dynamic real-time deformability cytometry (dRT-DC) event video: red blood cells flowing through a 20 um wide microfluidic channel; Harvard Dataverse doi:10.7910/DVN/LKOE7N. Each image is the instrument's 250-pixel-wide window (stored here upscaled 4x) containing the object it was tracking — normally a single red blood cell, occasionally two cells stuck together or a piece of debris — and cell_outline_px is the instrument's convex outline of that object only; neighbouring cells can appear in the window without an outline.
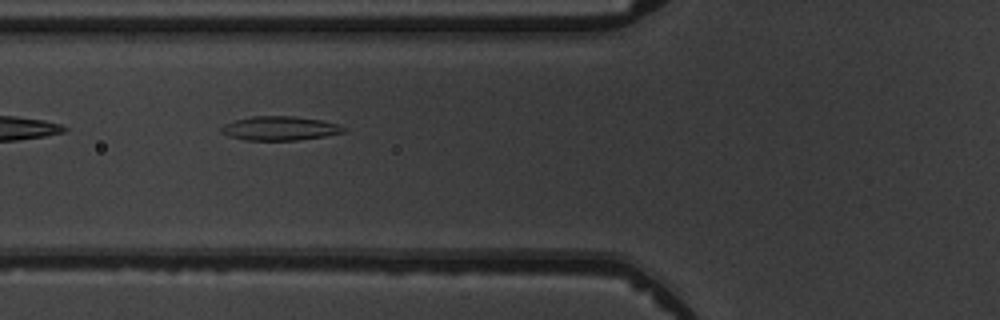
{"species": "common noctule bat (a hibernating species)", "species_latin": "Nyctalus noctula", "temperature_condition": "warm", "stored_images_in_passage": 8, "camera_frame_rate_fps": 3000, "um_per_image_px": 0.085, "animal": {"sex": "male", "body_mass_g": 19.5, "forearm_length_mm": 54.6}, "frame": {"image": 1, "passage_image": 6, "time_ms": 5.667, "image_size_px": [1000, 320], "cell_outline_px": [[348, 128], [344, 132], [324, 136], [296, 140], [244, 140], [228, 136], [220, 132], [220, 128], [224, 124], [236, 120], [252, 116], [292, 116], [320, 120], [336, 124]], "centroid_in_image_um": [23.75, 10.91], "position_along_channel_um": 102.1, "area_um2": 17.05}}
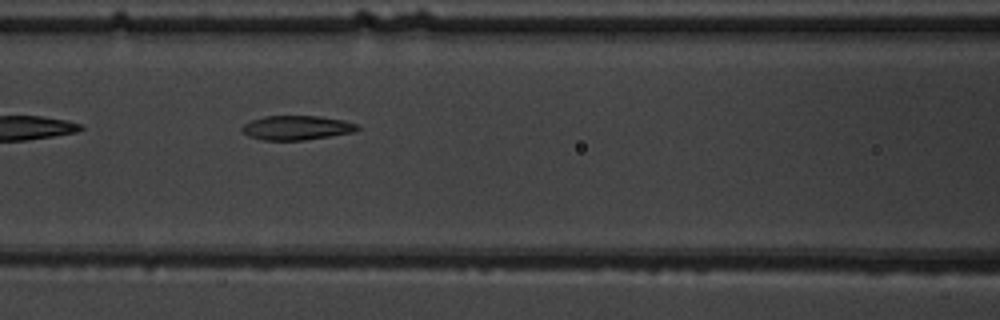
{"frame": {"image": 2, "passage_image": 7, "time_ms": 6.667, "image_size_px": [1000, 320], "cell_outline_px": [[360, 128], [352, 132], [304, 140], [260, 140], [248, 136], [240, 128], [244, 124], [252, 120], [264, 116], [320, 116], [344, 120], [356, 124]], "centroid_in_image_um": [25.18, 10.85], "position_along_channel_um": 141.4, "area_um2": 16.24}}
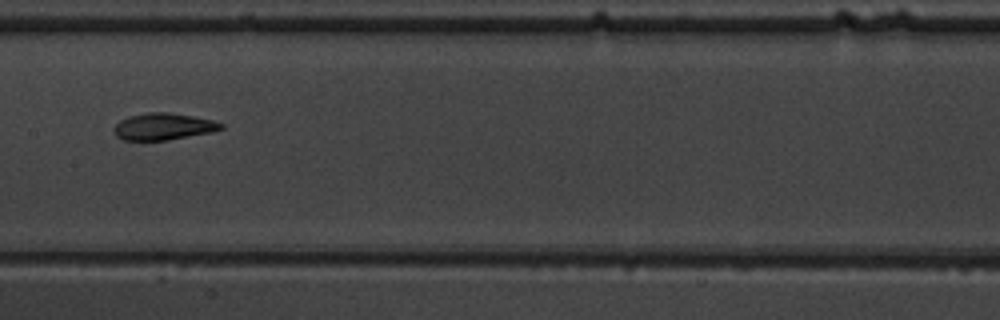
{"frame": {"image": 3, "passage_image": 8, "time_ms": 8.0, "image_size_px": [1000, 320], "cell_outline_px": [[224, 128], [212, 132], [168, 140], [124, 140], [116, 136], [112, 128], [120, 120], [128, 116], [148, 112], [168, 112], [192, 116], [212, 120], [224, 124]], "centroid_in_image_um": [13.87, 10.75], "position_along_channel_um": 193.5, "area_um2": 16.76}}